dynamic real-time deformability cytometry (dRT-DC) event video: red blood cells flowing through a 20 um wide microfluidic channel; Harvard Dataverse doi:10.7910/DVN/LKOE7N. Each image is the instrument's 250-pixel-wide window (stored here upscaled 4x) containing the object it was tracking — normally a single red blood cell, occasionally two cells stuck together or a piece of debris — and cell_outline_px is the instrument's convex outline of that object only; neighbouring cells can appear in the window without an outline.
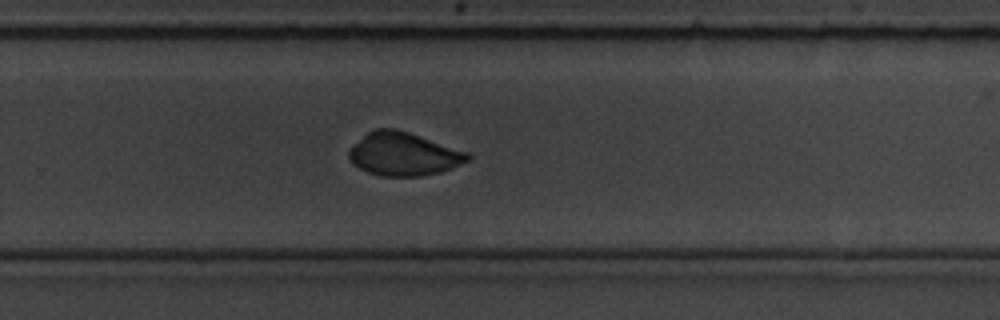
{"species": "common noctule bat (a hibernating species)", "species_latin": "Nyctalus noctula", "temperature_condition": "room temperature", "stored_images_in_passage": 39, "camera_frame_rate_fps": 3000, "um_per_image_px": 0.085, "animal": {"sex": "male", "body_mass_g": 19.5, "forearm_length_mm": 54.6}, "frame": {"image": 1, "passage_image": 21, "time_ms": 6.667, "image_size_px": [1000, 320], "cell_outline_px": [[472, 156], [468, 160], [452, 168], [440, 172], [420, 176], [380, 176], [368, 172], [352, 164], [348, 156], [348, 148], [368, 132], [376, 128], [396, 128], [468, 152]], "centroid_in_image_um": [34.27, 13.09], "position_along_channel_um": 295.5, "area_um2": 29.88}}
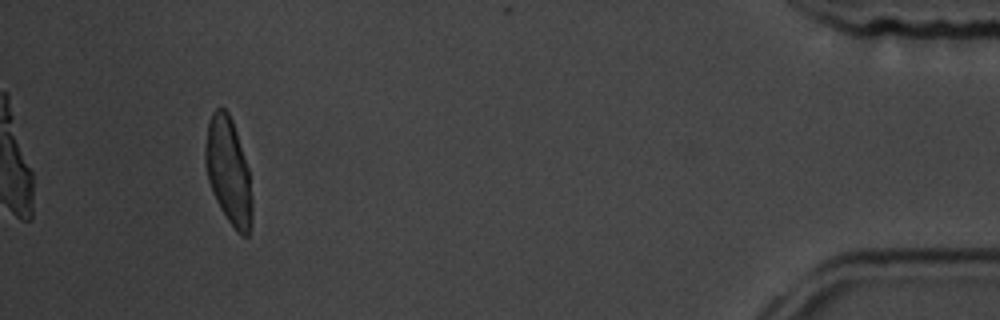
{"frame": {"image": 2, "passage_image": 36, "time_ms": 11.667, "image_size_px": [1000, 320], "cell_outline_px": [[252, 216], [248, 236], [240, 236], [236, 232], [220, 208], [212, 192], [208, 180], [204, 160], [204, 148], [208, 124], [212, 112], [216, 108], [224, 108], [228, 112], [232, 120], [248, 168], [252, 196]], "centroid_in_image_um": [19.41, 14.57], "position_along_channel_um": 415.8, "area_um2": 29.02}}